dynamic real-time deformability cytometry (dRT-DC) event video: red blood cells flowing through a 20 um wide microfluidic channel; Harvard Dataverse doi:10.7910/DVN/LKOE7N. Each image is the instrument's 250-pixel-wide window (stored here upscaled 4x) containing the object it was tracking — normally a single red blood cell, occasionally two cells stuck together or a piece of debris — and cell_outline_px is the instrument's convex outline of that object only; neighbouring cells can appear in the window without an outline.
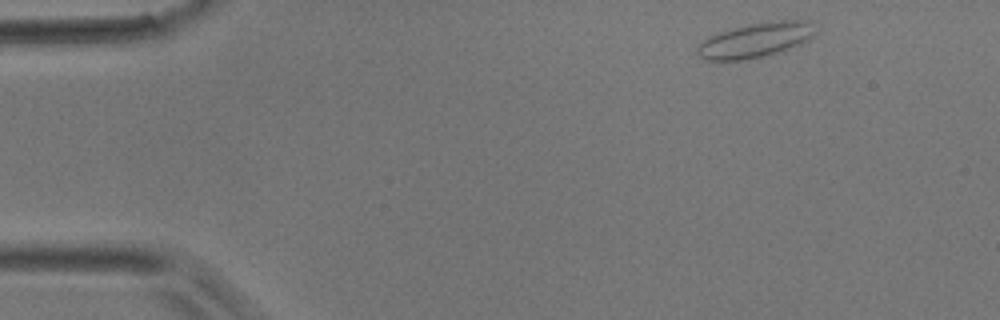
{"species": "common noctule bat (a hibernating species)", "species_latin": "Nyctalus noctula", "temperature_condition": "room temperature", "stored_images_in_passage": 3, "camera_frame_rate_fps": 3000, "um_per_image_px": 0.085, "animal": {"sex": "male", "body_mass_g": 17.9}, "frame": {"image": 1, "passage_image": 1, "time_ms": 0.0, "image_size_px": [1000, 320], "cell_outline_px": [[816, 32], [812, 36], [800, 44], [780, 52], [764, 56], [744, 60], [708, 60], [700, 56], [696, 52], [696, 48], [708, 36], [720, 32], [748, 24], [780, 20], [804, 20]], "centroid_in_image_um": [64.18, 3.42], "position_along_channel_um": 20.8, "area_um2": 23.47}}